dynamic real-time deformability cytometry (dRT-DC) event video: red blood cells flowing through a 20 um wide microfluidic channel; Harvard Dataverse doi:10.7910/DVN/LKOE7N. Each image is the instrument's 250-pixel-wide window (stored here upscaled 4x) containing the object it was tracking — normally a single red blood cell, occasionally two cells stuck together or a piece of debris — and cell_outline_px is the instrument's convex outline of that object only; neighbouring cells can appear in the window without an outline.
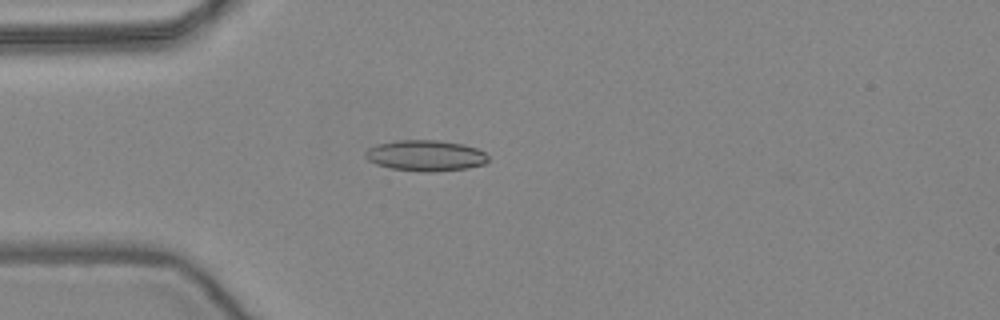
{"species": "common noctule bat (a hibernating species)", "species_latin": "Nyctalus noctula", "temperature_condition": "warm", "stored_images_in_passage": 50, "camera_frame_rate_fps": 3000, "um_per_image_px": 0.085, "animal": {"sex": "female", "body_mass_g": 24.6, "forearm_length_mm": 56.2}, "frame": {"image": 1, "passage_image": 12, "time_ms": 3.667, "image_size_px": [1000, 320], "cell_outline_px": [[488, 160], [484, 164], [468, 168], [432, 172], [420, 172], [392, 168], [376, 164], [368, 160], [364, 156], [364, 152], [368, 148], [376, 144], [396, 140], [440, 140], [464, 144], [476, 148], [484, 152], [488, 156]], "centroid_in_image_um": [36.16, 13.22], "position_along_channel_um": 48.8, "area_um2": 22.31}}
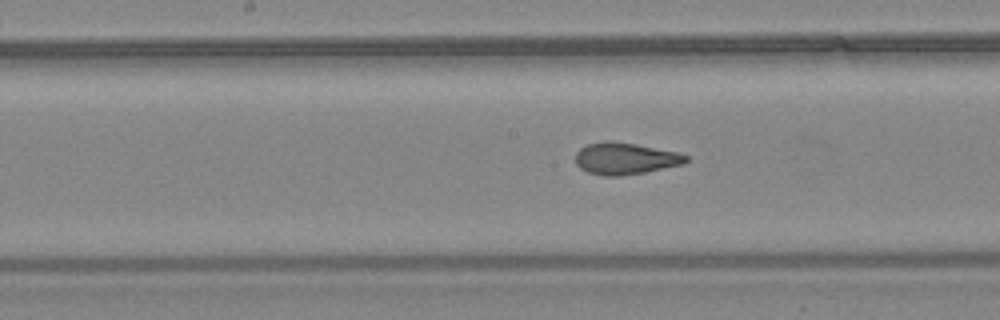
{"frame": {"image": 2, "passage_image": 24, "time_ms": 7.667, "image_size_px": [1000, 320], "cell_outline_px": [[688, 160], [684, 164], [644, 172], [620, 176], [604, 176], [588, 172], [580, 168], [576, 164], [576, 152], [580, 148], [588, 144], [608, 140], [636, 144], [676, 152], [688, 156]], "centroid_in_image_um": [53.12, 13.48], "position_along_channel_um": 195.1, "area_um2": 20.35}}
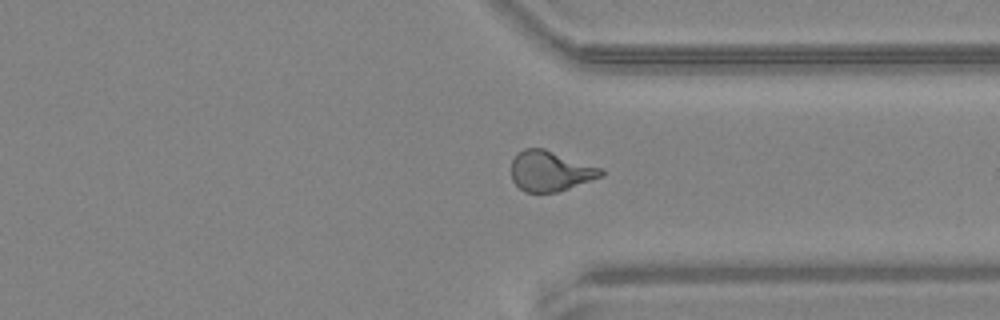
{"frame": {"image": 3, "passage_image": 37, "time_ms": 12.0, "image_size_px": [1000, 320], "cell_outline_px": [[604, 176], [556, 192], [524, 192], [512, 180], [512, 160], [516, 152], [524, 148], [544, 148], [604, 168]], "centroid_in_image_um": [46.79, 14.52], "position_along_channel_um": 364.6, "area_um2": 21.27}, "authors_computed_cell_mechanics": {"area_um2": 20.9814, "velocity_mm_per_s": 3.9355, "shape_relaxation_time_tau1_ms": 9.4029, "shape_relaxation_time_tau2_ms": 1.2457, "deformation_change_tau1": 0.2531, "deformation_change_tau2": 0.0882}}